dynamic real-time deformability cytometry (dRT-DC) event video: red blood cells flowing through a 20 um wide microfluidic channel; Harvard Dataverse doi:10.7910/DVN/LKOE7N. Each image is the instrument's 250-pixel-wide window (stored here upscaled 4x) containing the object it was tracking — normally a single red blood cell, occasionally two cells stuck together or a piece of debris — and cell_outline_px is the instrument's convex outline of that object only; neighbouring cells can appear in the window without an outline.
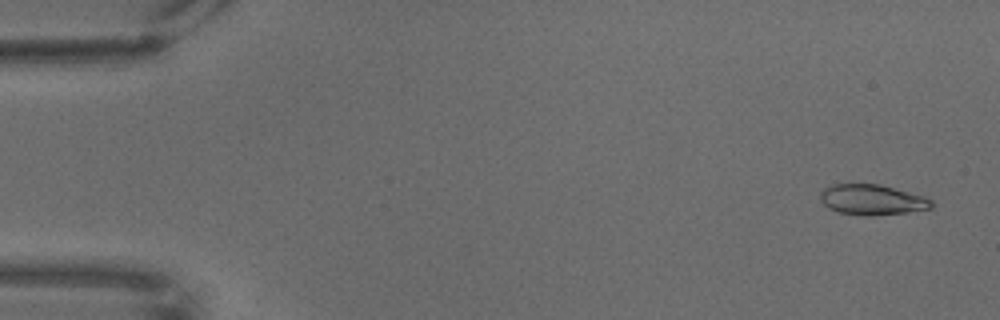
{"species": "common noctule bat (a hibernating species)", "species_latin": "Nyctalus noctula", "temperature_condition": "warm", "stored_images_in_passage": 69, "camera_frame_rate_fps": 3000, "um_per_image_px": 0.085, "animal": {"sex": "male", "body_mass_g": 18.8}, "frame": {"image": 1, "passage_image": 3, "time_ms": 0.667, "image_size_px": [1000, 320], "cell_outline_px": [[932, 208], [908, 212], [872, 216], [860, 216], [840, 212], [828, 208], [820, 200], [820, 192], [824, 188], [832, 184], [880, 184], [924, 196], [932, 200]], "centroid_in_image_um": [74.11, 16.98], "position_along_channel_um": 10.9, "area_um2": 19.83}}
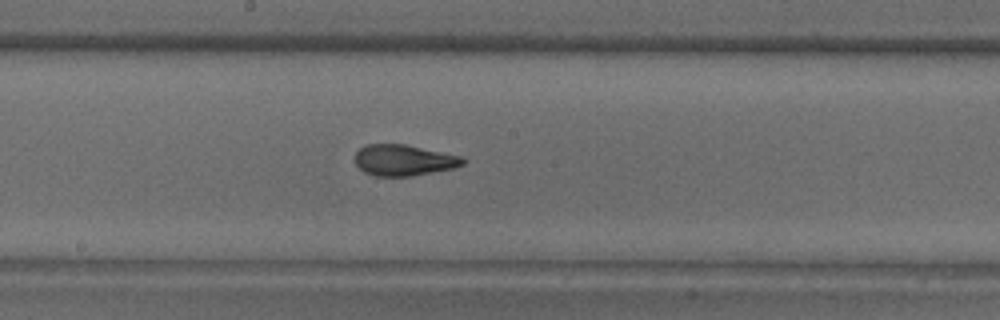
{"frame": {"image": 2, "passage_image": 37, "time_ms": 12.0, "image_size_px": [1000, 320], "cell_outline_px": [[468, 160], [464, 164], [452, 168], [412, 176], [376, 176], [364, 172], [356, 164], [356, 152], [364, 144], [404, 144], [464, 156]], "centroid_in_image_um": [34.35, 13.61], "position_along_channel_um": 213.8, "area_um2": 19.59}}
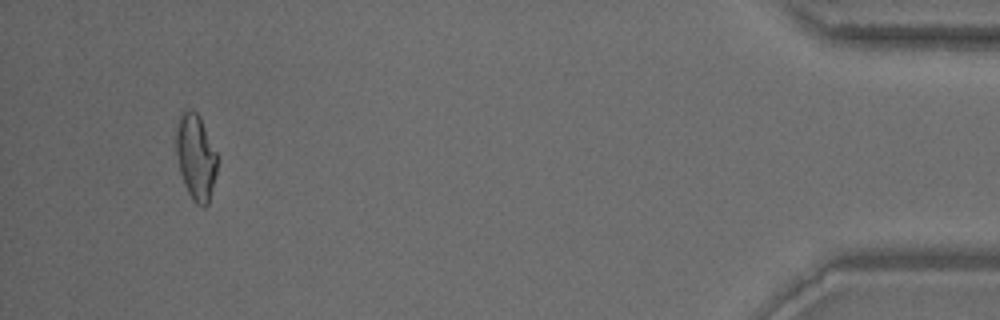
{"frame": {"image": 3, "passage_image": 65, "time_ms": 21.333, "image_size_px": [1000, 320], "cell_outline_px": [[220, 156], [208, 204], [204, 208], [196, 204], [192, 200], [184, 184], [180, 172], [176, 152], [176, 124], [180, 112], [188, 108], [196, 112], [200, 116]], "centroid_in_image_um": [16.66, 13.3], "position_along_channel_um": 418.5, "area_um2": 21.15}}